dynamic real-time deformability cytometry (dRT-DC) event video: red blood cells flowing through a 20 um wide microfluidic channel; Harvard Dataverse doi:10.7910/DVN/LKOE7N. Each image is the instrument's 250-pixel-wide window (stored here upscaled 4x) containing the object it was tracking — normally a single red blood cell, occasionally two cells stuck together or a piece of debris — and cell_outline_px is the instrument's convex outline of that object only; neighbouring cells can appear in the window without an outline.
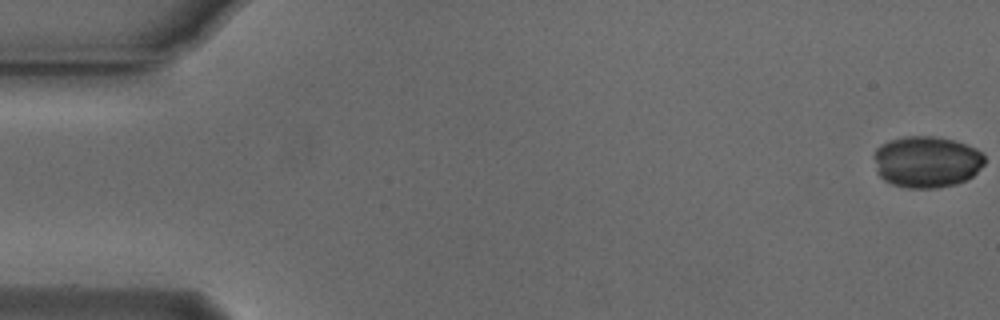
{"species": "Egyptian fruit bat (a non-hibernating species)", "species_latin": "Rousettus aegyptiacus", "temperature_condition": "cold", "stored_images_in_passage": 25, "camera_frame_rate_fps": 3000, "um_per_image_px": 0.085, "animal": {"sex": "male"}, "frame": {"image": 1, "passage_image": 1, "time_ms": 0.0, "image_size_px": [1000, 320], "cell_outline_px": [[984, 164], [972, 176], [956, 184], [936, 188], [908, 188], [892, 184], [884, 180], [876, 172], [872, 156], [876, 148], [880, 144], [888, 140], [904, 136], [936, 136], [952, 140], [976, 148], [984, 156]], "centroid_in_image_um": [78.7, 13.75], "position_along_channel_um": 6.3, "area_um2": 33.47}}
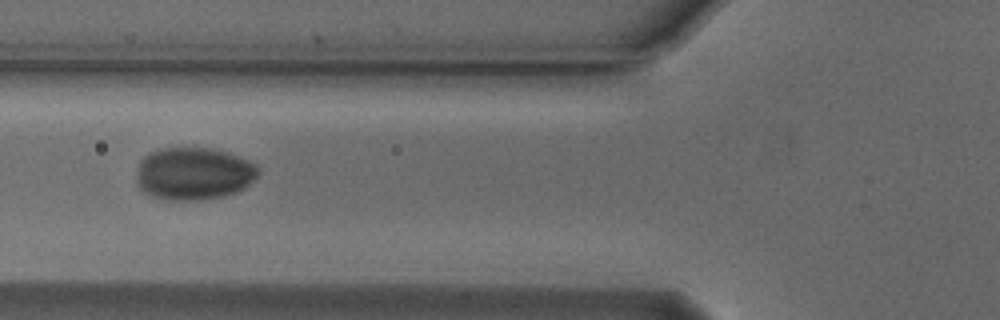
{"frame": {"image": 2, "passage_image": 21, "time_ms": 6.667, "image_size_px": [1000, 320], "cell_outline_px": [[260, 172], [244, 188], [236, 192], [224, 196], [200, 200], [168, 200], [152, 196], [144, 192], [136, 184], [136, 176], [140, 160], [148, 152], [160, 148], [212, 148], [228, 152], [248, 160], [256, 164], [260, 168]], "centroid_in_image_um": [16.45, 14.75], "position_along_channel_um": 109.4, "area_um2": 37.63}}
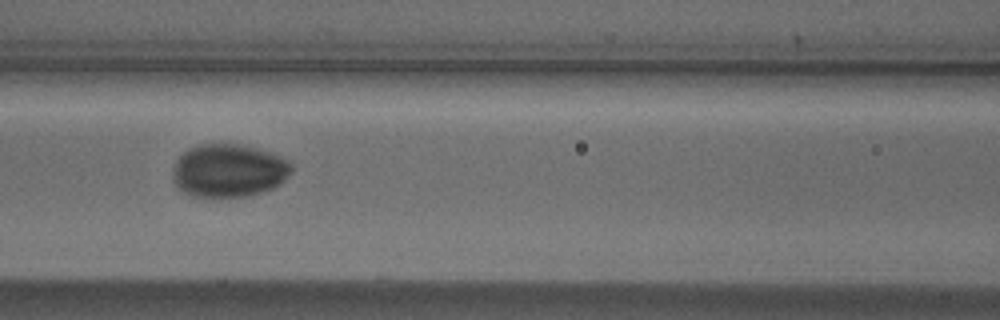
{"frame": {"image": 3, "passage_image": 24, "time_ms": 7.667, "image_size_px": [1000, 320], "cell_outline_px": [[292, 172], [280, 184], [272, 188], [260, 192], [244, 196], [192, 196], [176, 188], [176, 160], [188, 148], [200, 144], [240, 144], [256, 148], [280, 156], [288, 160], [292, 164]], "centroid_in_image_um": [19.48, 14.49], "position_along_channel_um": 147.1, "area_um2": 36.24}}